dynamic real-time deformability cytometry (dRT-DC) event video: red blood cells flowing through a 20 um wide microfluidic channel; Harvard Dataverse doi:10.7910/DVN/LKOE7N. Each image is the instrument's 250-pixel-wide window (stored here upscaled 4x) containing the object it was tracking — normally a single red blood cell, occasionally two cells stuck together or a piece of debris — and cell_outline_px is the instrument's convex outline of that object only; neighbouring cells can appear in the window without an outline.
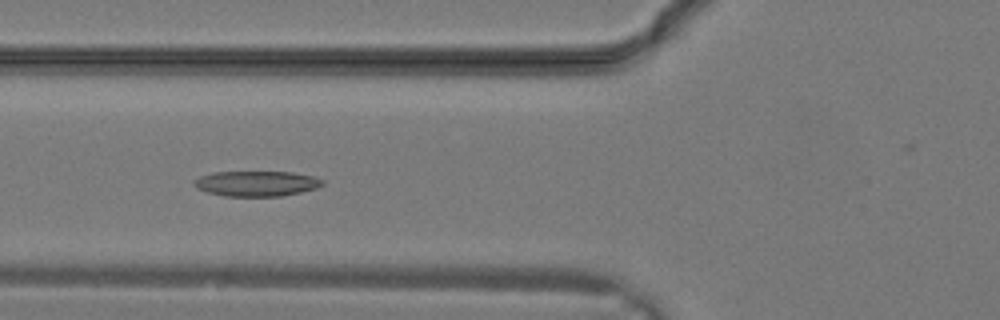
{"species": "common noctule bat (a hibernating species)", "species_latin": "Nyctalus noctula", "temperature_condition": "warm", "stored_images_in_passage": 30, "camera_frame_rate_fps": 3000, "um_per_image_px": 0.085, "animal": {"sex": "male", "body_mass_g": 19.2, "forearm_length_mm": 51.8}, "frame": {"image": 1, "passage_image": 11, "time_ms": 3.333, "image_size_px": [1000, 320], "cell_outline_px": [[324, 184], [316, 188], [300, 192], [280, 196], [224, 196], [208, 192], [196, 188], [192, 184], [200, 176], [212, 172], [292, 172], [312, 176], [324, 180]], "centroid_in_image_um": [21.79, 15.6], "position_along_channel_um": 104.0, "area_um2": 18.84}}
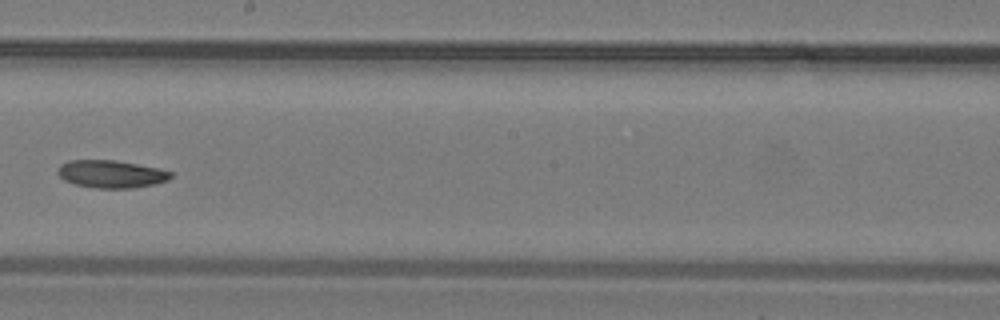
{"frame": {"image": 2, "passage_image": 17, "time_ms": 5.333, "image_size_px": [1000, 320], "cell_outline_px": [[172, 176], [168, 180], [156, 184], [132, 188], [96, 188], [76, 184], [64, 180], [56, 172], [60, 164], [68, 160], [112, 160], [160, 168], [172, 172]], "centroid_in_image_um": [9.45, 14.79], "position_along_channel_um": 238.7, "area_um2": 18.21}}
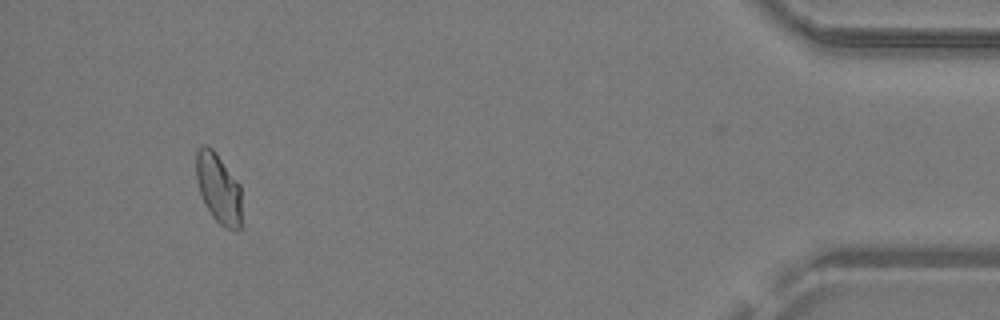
{"frame": {"image": 3, "passage_image": 28, "time_ms": 9.0, "image_size_px": [1000, 320], "cell_outline_px": [[240, 228], [224, 228], [212, 216], [204, 204], [196, 180], [196, 152], [204, 144], [208, 144], [216, 152], [240, 184]], "centroid_in_image_um": [18.54, 15.96], "position_along_channel_um": 416.7, "area_um2": 18.44}}